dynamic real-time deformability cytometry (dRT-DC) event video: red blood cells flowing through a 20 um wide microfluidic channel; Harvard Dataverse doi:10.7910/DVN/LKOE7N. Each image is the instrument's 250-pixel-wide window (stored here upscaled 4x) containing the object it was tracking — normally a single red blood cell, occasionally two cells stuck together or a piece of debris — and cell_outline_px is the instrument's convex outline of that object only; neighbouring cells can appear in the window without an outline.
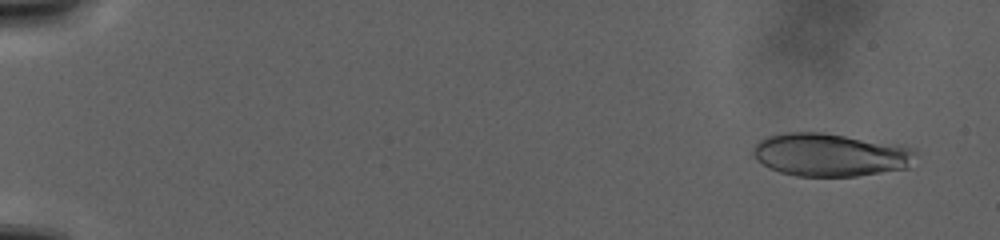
{"species": "human", "species_latin": "Homo sapiens", "temperature_condition": "warm", "stored_images_in_passage": 57, "camera_frame_rate_fps": 3000, "um_per_image_px": 0.085, "donor": {"sex": "male"}, "frame": {"image": 1, "passage_image": 3, "time_ms": 1.667, "image_size_px": [1000, 240], "cell_outline_px": [[916, 152], [908, 168], [856, 176], [796, 176], [780, 172], [768, 168], [756, 160], [752, 156], [752, 148], [760, 140], [768, 136], [784, 132], [820, 132], [904, 144], [916, 148]], "centroid_in_image_um": [70.58, 13.15], "position_along_channel_um": 14.4, "area_um2": 41.27}}
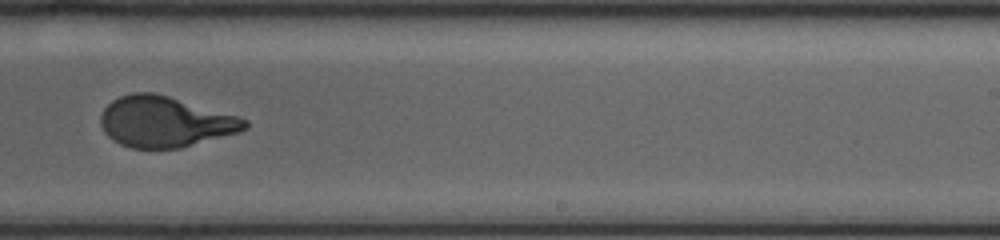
{"frame": {"image": 2, "passage_image": 32, "time_ms": 26.0, "image_size_px": [1000, 240], "cell_outline_px": [[248, 128], [240, 132], [180, 148], [132, 148], [120, 144], [112, 140], [104, 132], [100, 124], [100, 116], [104, 108], [112, 100], [120, 96], [132, 92], [156, 92], [236, 116], [248, 120]], "centroid_in_image_um": [14.0, 10.35], "position_along_channel_um": 275.0, "area_um2": 42.6}}
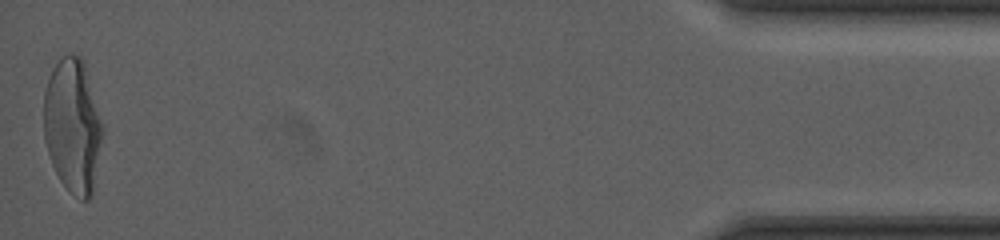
{"frame": {"image": 3, "passage_image": 57, "time_ms": 39.0, "image_size_px": [1000, 240], "cell_outline_px": [[104, 132], [92, 196], [88, 200], [80, 200], [60, 180], [52, 164], [44, 140], [44, 92], [52, 68], [64, 56], [80, 56], [84, 64], [104, 124]], "centroid_in_image_um": [6.2, 10.73], "position_along_channel_um": 429.0, "area_um2": 45.89}}